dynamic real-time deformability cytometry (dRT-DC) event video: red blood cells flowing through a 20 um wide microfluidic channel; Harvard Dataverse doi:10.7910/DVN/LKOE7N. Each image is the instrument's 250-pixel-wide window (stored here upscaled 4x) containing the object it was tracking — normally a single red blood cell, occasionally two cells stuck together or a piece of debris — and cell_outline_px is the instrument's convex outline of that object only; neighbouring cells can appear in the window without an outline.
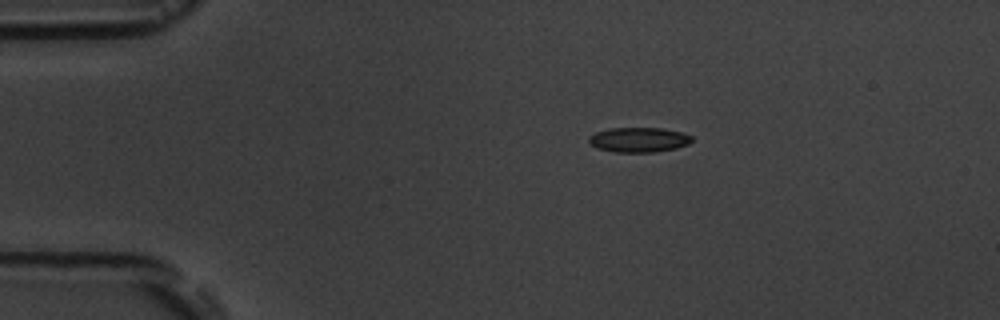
{"species": "common noctule bat (a hibernating species)", "species_latin": "Nyctalus noctula", "temperature_condition": "room temperature", "stored_images_in_passage": 4, "camera_frame_rate_fps": 3000, "um_per_image_px": 0.085, "animal": {"sex": "male", "body_mass_g": 19.5, "forearm_length_mm": 54.6}, "frame": {"image": 1, "passage_image": 1, "time_ms": 0.0, "image_size_px": [1000, 320], "cell_outline_px": [[692, 140], [688, 144], [676, 148], [652, 152], [612, 152], [596, 148], [588, 140], [588, 136], [596, 132], [608, 128], [664, 128], [680, 132], [692, 136]], "centroid_in_image_um": [54.27, 11.88], "position_along_channel_um": 30.7, "area_um2": 14.91}}
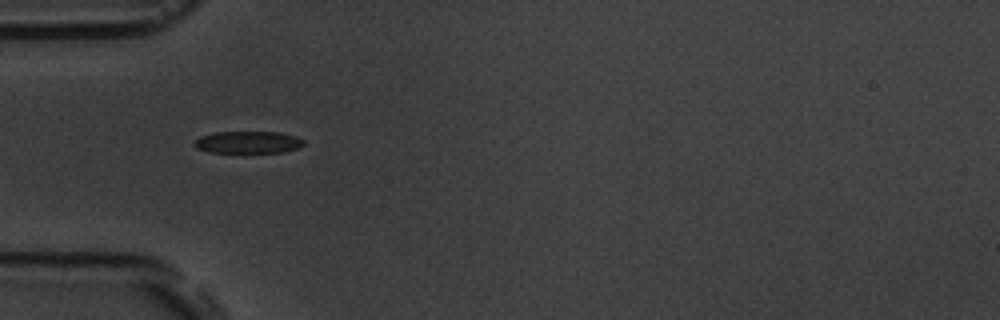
{"frame": {"image": 2, "passage_image": 3, "time_ms": 2.333, "image_size_px": [1000, 320], "cell_outline_px": [[304, 144], [300, 148], [284, 152], [208, 152], [196, 148], [192, 144], [200, 136], [216, 132], [280, 132], [296, 136], [304, 140]], "centroid_in_image_um": [21.1, 12.09], "position_along_channel_um": 63.9, "area_um2": 14.16}}
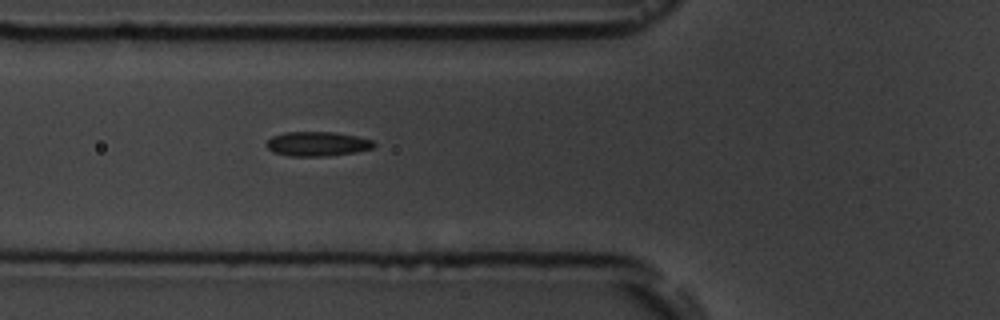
{"frame": {"image": 3, "passage_image": 4, "time_ms": 3.333, "image_size_px": [1000, 320], "cell_outline_px": [[376, 144], [372, 148], [356, 152], [328, 156], [288, 156], [272, 152], [264, 144], [272, 136], [284, 132], [332, 132], [356, 136], [372, 140]], "centroid_in_image_um": [26.94, 12.23], "position_along_channel_um": 98.9, "area_um2": 15.37}}